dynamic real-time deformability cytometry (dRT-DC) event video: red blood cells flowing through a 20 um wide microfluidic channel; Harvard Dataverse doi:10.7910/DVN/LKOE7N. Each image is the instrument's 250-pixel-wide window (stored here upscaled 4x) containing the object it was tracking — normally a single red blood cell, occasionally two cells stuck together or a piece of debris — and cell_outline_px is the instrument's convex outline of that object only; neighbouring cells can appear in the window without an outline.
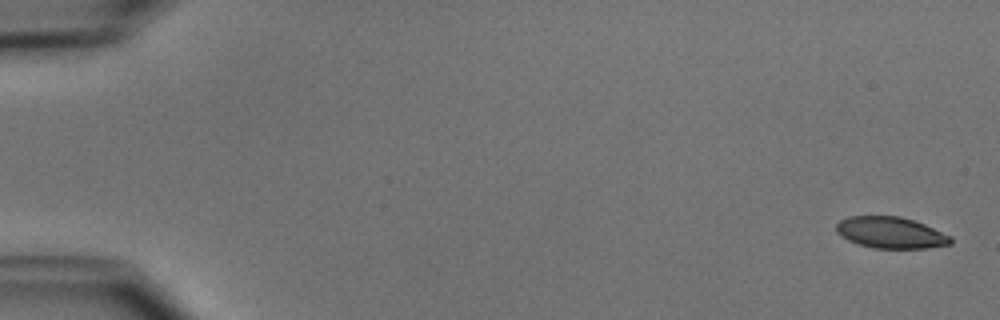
{"species": "common noctule bat (a hibernating species)", "species_latin": "Nyctalus noctula", "temperature_condition": "cold", "stored_images_in_passage": 51, "camera_frame_rate_fps": 3000, "um_per_image_px": 0.085, "animal": {"sex": "male", "body_mass_g": 15.6}, "frame": {"image": 1, "passage_image": 1, "time_ms": 0.0, "image_size_px": [1000, 320], "cell_outline_px": [[952, 244], [924, 248], [872, 248], [848, 240], [840, 236], [836, 232], [836, 224], [840, 220], [848, 216], [900, 216], [924, 224], [952, 236]], "centroid_in_image_um": [75.7, 19.77], "position_along_channel_um": 9.3, "area_um2": 20.92}}
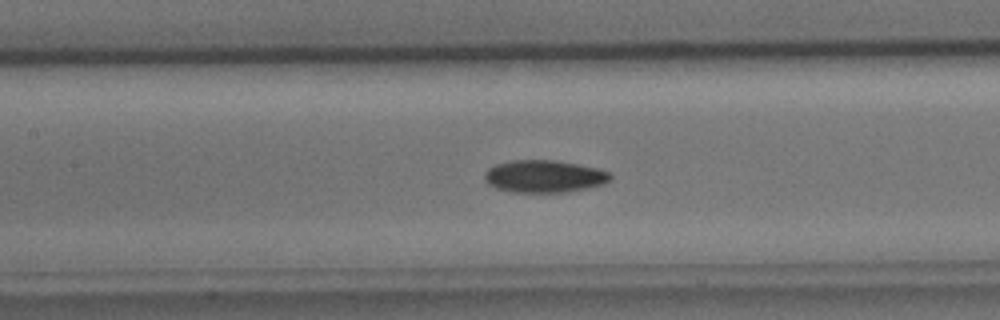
{"frame": {"image": 2, "passage_image": 24, "time_ms": 7.667, "image_size_px": [1000, 320], "cell_outline_px": [[612, 176], [604, 184], [564, 192], [512, 192], [496, 188], [488, 184], [484, 180], [484, 172], [488, 168], [496, 164], [512, 160], [556, 160], [596, 168], [608, 172]], "centroid_in_image_um": [46.19, 14.98], "position_along_channel_um": 161.2, "area_um2": 23.58}}
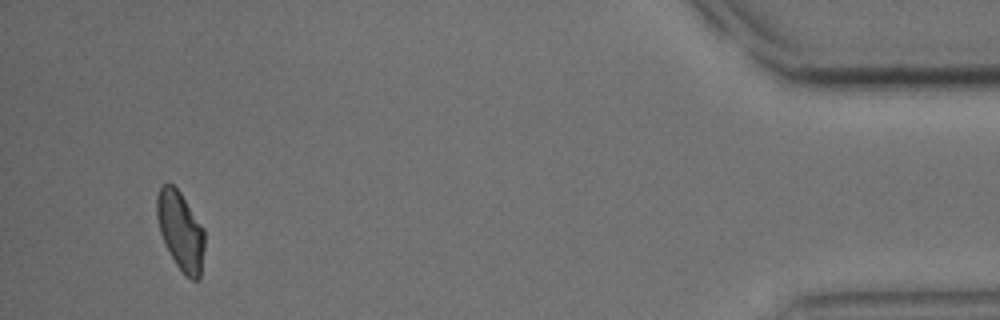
{"frame": {"image": 3, "passage_image": 49, "time_ms": 16.0, "image_size_px": [1000, 320], "cell_outline_px": [[204, 248], [200, 280], [192, 280], [176, 264], [164, 244], [160, 232], [156, 216], [156, 196], [160, 184], [168, 180], [180, 192], [204, 228]], "centroid_in_image_um": [15.32, 19.56], "position_along_channel_um": 419.9, "area_um2": 22.08}, "authors_computed_cell_mechanics": {"area_um2": 22.4264, "velocity_mm_per_s": 3.907, "shape_relaxation_time_tau1_ms": 3.423, "shape_relaxation_time_tau2_ms": 4.8703, "deformation_change_tau1": 0.125, "deformation_change_tau2": 0.0937}}